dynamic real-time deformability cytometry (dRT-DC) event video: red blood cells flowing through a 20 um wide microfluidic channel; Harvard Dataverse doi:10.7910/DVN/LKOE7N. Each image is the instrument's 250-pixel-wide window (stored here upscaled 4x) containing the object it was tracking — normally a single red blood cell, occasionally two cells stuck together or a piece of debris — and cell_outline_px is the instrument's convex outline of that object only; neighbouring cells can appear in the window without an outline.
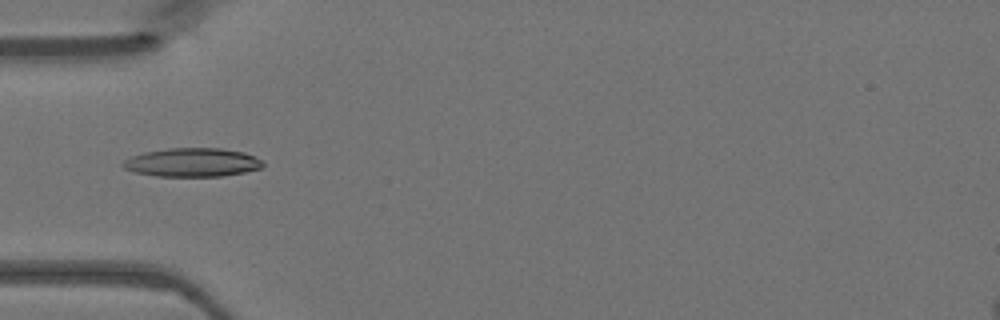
{"species": "Egyptian fruit bat (a non-hibernating species)", "species_latin": "Rousettus aegyptiacus", "temperature_condition": "warm", "stored_images_in_passage": 47, "camera_frame_rate_fps": 3000, "um_per_image_px": 0.085, "animal": {"sex": "female"}, "frame": {"image": 1, "passage_image": 15, "time_ms": 4.667, "image_size_px": [1000, 320], "cell_outline_px": [[264, 164], [260, 168], [244, 172], [224, 176], [156, 176], [136, 172], [124, 168], [120, 164], [124, 160], [132, 156], [144, 152], [168, 148], [220, 148], [244, 152], [264, 160]], "centroid_in_image_um": [16.36, 13.8], "position_along_channel_um": 68.6, "area_um2": 23.41}}
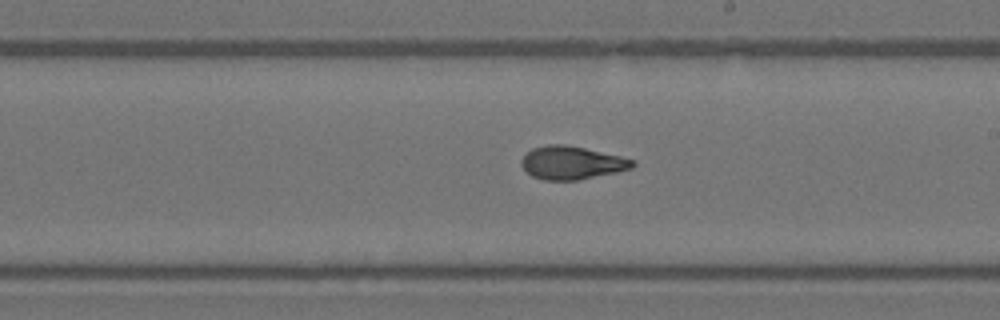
{"frame": {"image": 2, "passage_image": 27, "time_ms": 8.667, "image_size_px": [1000, 320], "cell_outline_px": [[636, 164], [632, 168], [616, 172], [576, 180], [544, 180], [532, 176], [520, 164], [520, 160], [524, 152], [532, 148], [548, 144], [564, 144], [584, 148], [620, 156], [636, 160]], "centroid_in_image_um": [48.57, 13.82], "position_along_channel_um": 240.4, "area_um2": 21.5}}
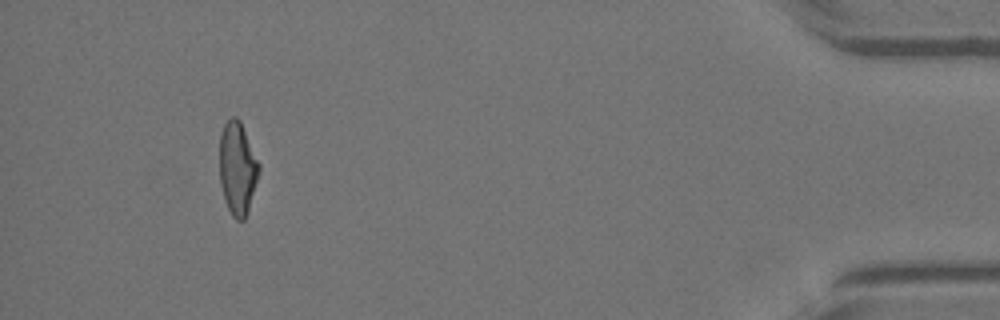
{"frame": {"image": 3, "passage_image": 44, "time_ms": 14.333, "image_size_px": [1000, 320], "cell_outline_px": [[260, 168], [248, 212], [244, 220], [236, 220], [232, 216], [224, 200], [220, 184], [220, 132], [224, 124], [232, 116], [236, 116], [240, 120], [260, 164]], "centroid_in_image_um": [20.18, 14.3], "position_along_channel_um": 415.0, "area_um2": 21.39}}